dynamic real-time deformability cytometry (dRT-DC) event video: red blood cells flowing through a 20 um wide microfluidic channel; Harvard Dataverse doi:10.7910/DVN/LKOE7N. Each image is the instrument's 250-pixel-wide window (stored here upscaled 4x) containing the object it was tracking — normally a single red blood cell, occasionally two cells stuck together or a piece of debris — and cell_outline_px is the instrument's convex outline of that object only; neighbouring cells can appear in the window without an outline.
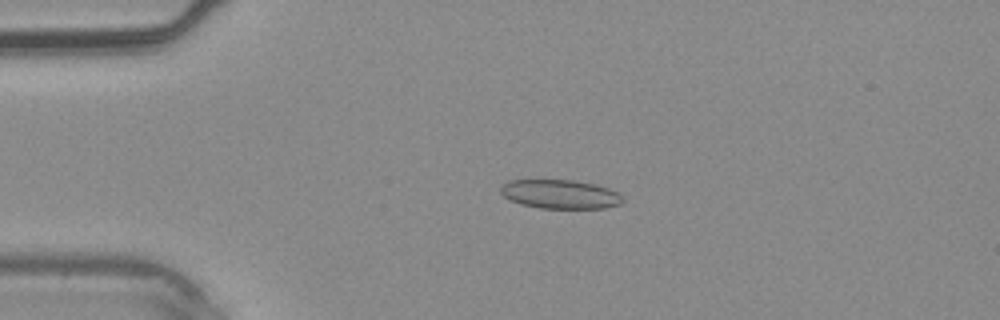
{"species": "common noctule bat (a hibernating species)", "species_latin": "Nyctalus noctula", "temperature_condition": "warm", "stored_images_in_passage": 39, "camera_frame_rate_fps": 3000, "um_per_image_px": 0.085, "animal": {"sex": "male", "body_mass_g": 20.4}, "frame": {"image": 1, "passage_image": 9, "time_ms": 2.667, "image_size_px": [1000, 320], "cell_outline_px": [[624, 200], [620, 204], [604, 208], [540, 208], [520, 204], [504, 196], [500, 192], [500, 184], [508, 180], [576, 180], [596, 184], [620, 192]], "centroid_in_image_um": [47.62, 16.49], "position_along_channel_um": 37.4, "area_um2": 20.81}}
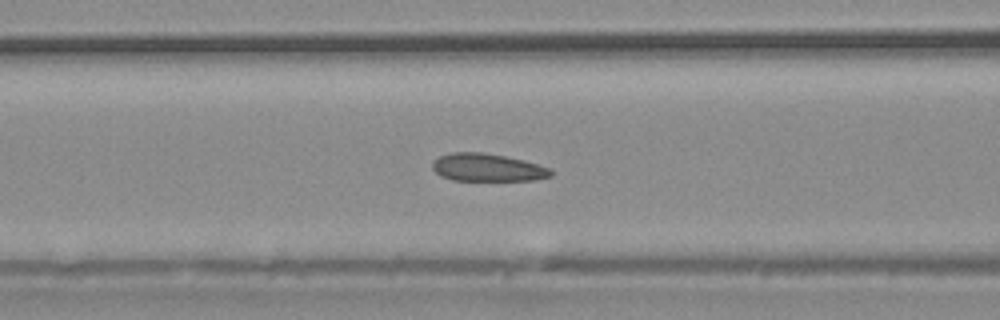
{"frame": {"image": 2, "passage_image": 16, "time_ms": 5.0, "image_size_px": [1000, 320], "cell_outline_px": [[552, 176], [532, 180], [452, 180], [440, 176], [432, 168], [432, 160], [440, 156], [452, 152], [484, 152], [524, 160], [552, 168]], "centroid_in_image_um": [41.42, 14.23], "position_along_channel_um": 125.2, "area_um2": 19.25}}
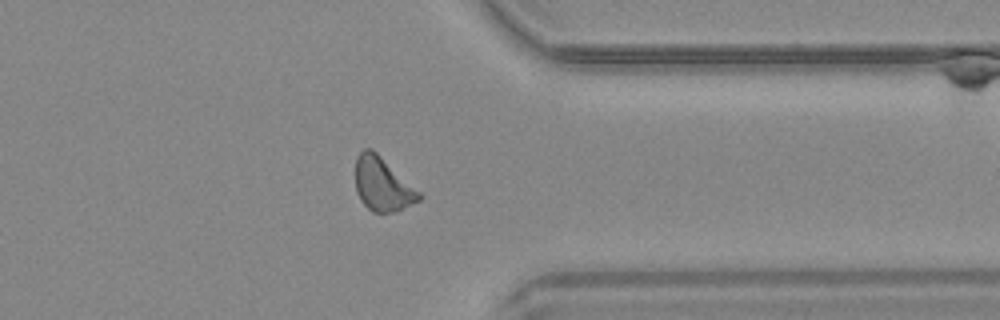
{"frame": {"image": 3, "passage_image": 31, "time_ms": 10.0, "image_size_px": [1000, 320], "cell_outline_px": [[424, 196], [420, 200], [396, 212], [372, 212], [360, 200], [356, 192], [356, 156], [364, 148], [372, 148], [420, 192]], "centroid_in_image_um": [32.51, 15.67], "position_along_channel_um": 378.9, "area_um2": 19.83}}